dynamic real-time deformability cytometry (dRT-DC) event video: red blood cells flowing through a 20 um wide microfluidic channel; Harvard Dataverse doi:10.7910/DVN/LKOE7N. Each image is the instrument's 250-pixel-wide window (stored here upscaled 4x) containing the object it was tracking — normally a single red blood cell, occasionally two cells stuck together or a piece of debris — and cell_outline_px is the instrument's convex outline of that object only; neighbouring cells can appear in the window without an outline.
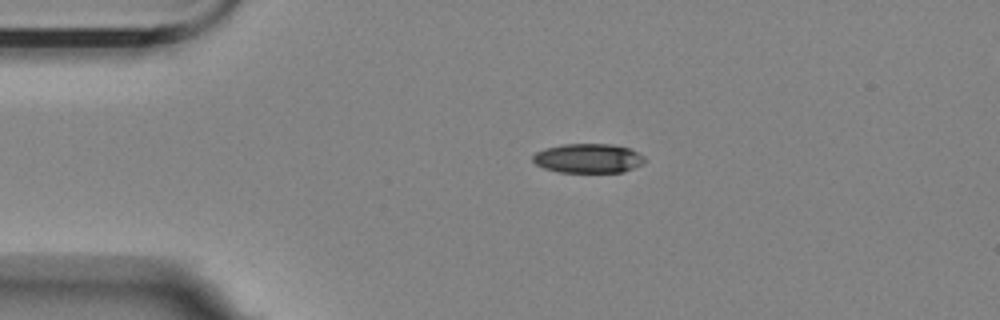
{"species": "Egyptian fruit bat (a non-hibernating species)", "species_latin": "Rousettus aegyptiacus", "temperature_condition": "room temperature", "stored_images_in_passage": 46, "camera_frame_rate_fps": 3000, "um_per_image_px": 0.085, "animal": {"sex": "female"}, "frame": {"image": 1, "passage_image": 1, "time_ms": 0.0, "image_size_px": [1000, 320], "cell_outline_px": [[644, 160], [640, 164], [624, 172], [560, 172], [544, 168], [536, 164], [532, 160], [532, 156], [536, 152], [544, 148], [564, 144], [612, 144], [628, 148], [644, 156]], "centroid_in_image_um": [49.95, 13.45], "position_along_channel_um": 35.0, "area_um2": 18.96}}
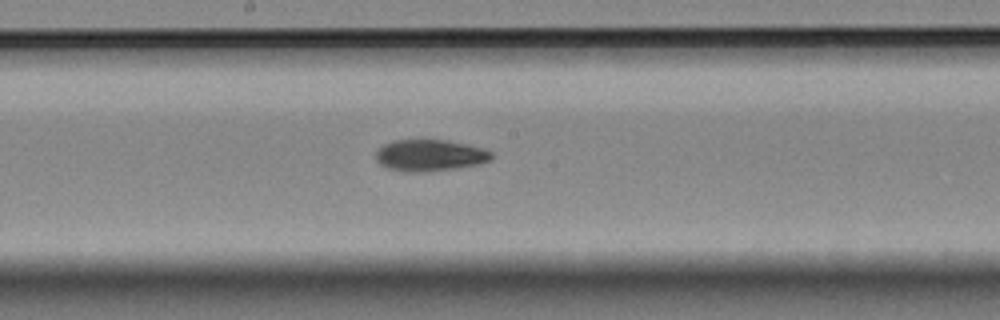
{"frame": {"image": 2, "passage_image": 19, "time_ms": 6.0, "image_size_px": [1000, 320], "cell_outline_px": [[492, 160], [480, 164], [456, 168], [420, 172], [408, 172], [388, 168], [380, 164], [376, 160], [376, 152], [384, 144], [392, 140], [448, 140], [468, 144], [484, 148], [492, 152]], "centroid_in_image_um": [36.57, 13.2], "position_along_channel_um": 211.6, "area_um2": 21.33}}
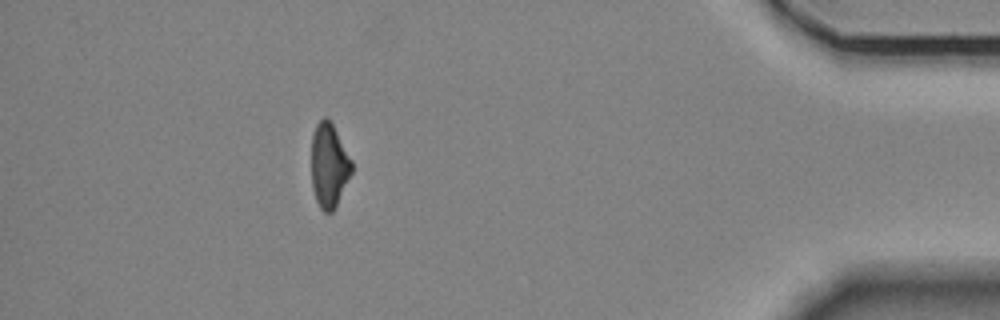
{"frame": {"image": 3, "passage_image": 40, "time_ms": 13.0, "image_size_px": [1000, 320], "cell_outline_px": [[352, 172], [332, 212], [324, 212], [320, 208], [316, 200], [312, 188], [312, 136], [316, 124], [324, 116], [332, 124], [352, 160]], "centroid_in_image_um": [27.96, 14.06], "position_along_channel_um": 407.2, "area_um2": 19.42}, "authors_computed_cell_mechanics": {"area_um2": 20.8947, "velocity_mm_per_s": 3.5242, "shape_relaxation_time_tau1_ms": 5.0725, "shape_relaxation_time_tau2_ms": 6.1449, "deformation_change_tau1": 0.1233, "deformation_change_tau2": 0.1284}}